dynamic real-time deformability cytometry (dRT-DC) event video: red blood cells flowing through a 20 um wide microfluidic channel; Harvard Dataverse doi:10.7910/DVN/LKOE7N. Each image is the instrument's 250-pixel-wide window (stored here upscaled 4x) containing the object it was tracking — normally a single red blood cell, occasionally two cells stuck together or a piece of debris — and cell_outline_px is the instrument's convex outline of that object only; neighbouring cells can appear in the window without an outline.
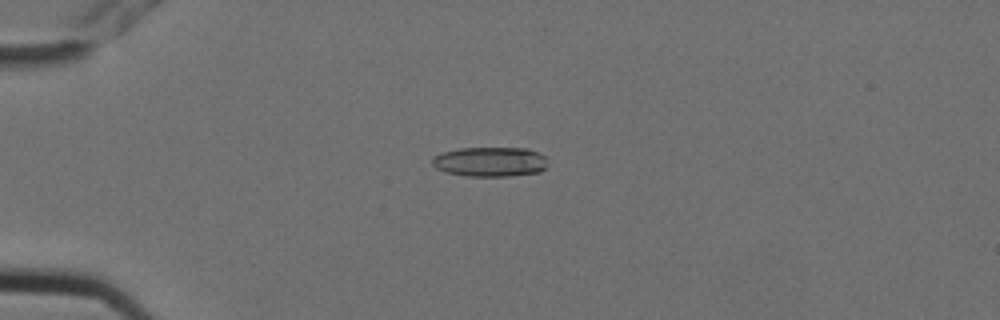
{"species": "Egyptian fruit bat (a non-hibernating species)", "species_latin": "Rousettus aegyptiacus", "temperature_condition": "cold", "stored_images_in_passage": 6, "camera_frame_rate_fps": 3000, "um_per_image_px": 0.085, "animal": {"sex": "female"}, "frame": {"image": 1, "passage_image": 4, "time_ms": 1.0, "image_size_px": [1000, 320], "cell_outline_px": [[548, 168], [540, 172], [508, 176], [464, 176], [444, 172], [436, 168], [432, 164], [432, 156], [444, 152], [460, 148], [528, 148], [540, 152], [548, 156]], "centroid_in_image_um": [41.72, 13.75], "position_along_channel_um": 43.3, "area_um2": 20.46}}
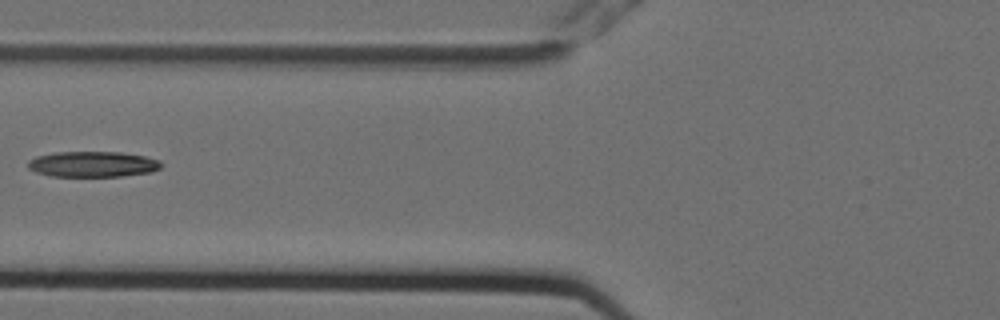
{"frame": {"image": 2, "passage_image": 6, "time_ms": 1.667, "image_size_px": [1000, 320], "cell_outline_px": [[164, 164], [160, 168], [152, 172], [120, 176], [52, 176], [36, 172], [28, 168], [28, 160], [36, 156], [56, 152], [120, 152], [144, 156], [160, 160]], "centroid_in_image_um": [7.9, 13.95], "position_along_channel_um": 117.9, "area_um2": 19.94}}